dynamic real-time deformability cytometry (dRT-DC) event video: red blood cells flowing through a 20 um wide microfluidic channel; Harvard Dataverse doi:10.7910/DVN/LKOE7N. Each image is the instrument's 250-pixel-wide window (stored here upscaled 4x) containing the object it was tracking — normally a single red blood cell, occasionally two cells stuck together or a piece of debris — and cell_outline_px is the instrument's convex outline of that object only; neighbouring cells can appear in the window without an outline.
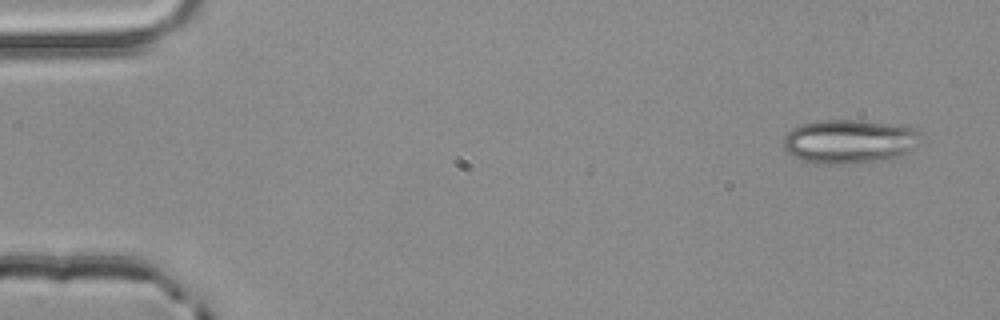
{"species": "common noctule bat (a hibernating species)", "species_latin": "Nyctalus noctula", "temperature_condition": "room temperature", "stored_images_in_passage": 4, "camera_frame_rate_fps": 3000, "um_per_image_px": 0.085, "animal": {"sex": "male", "body_mass_g": 20.4}, "frame": {"image": 1, "passage_image": 4, "time_ms": 1.0, "image_size_px": [1000, 320], "cell_outline_px": [[920, 132], [916, 144], [904, 152], [896, 156], [884, 160], [856, 164], [816, 164], [800, 160], [792, 156], [784, 148], [784, 136], [792, 128], [800, 124], [816, 120], [856, 120], [900, 124], [916, 128]], "centroid_in_image_um": [72.14, 12.02], "position_along_channel_um": 12.9, "area_um2": 35.43}}